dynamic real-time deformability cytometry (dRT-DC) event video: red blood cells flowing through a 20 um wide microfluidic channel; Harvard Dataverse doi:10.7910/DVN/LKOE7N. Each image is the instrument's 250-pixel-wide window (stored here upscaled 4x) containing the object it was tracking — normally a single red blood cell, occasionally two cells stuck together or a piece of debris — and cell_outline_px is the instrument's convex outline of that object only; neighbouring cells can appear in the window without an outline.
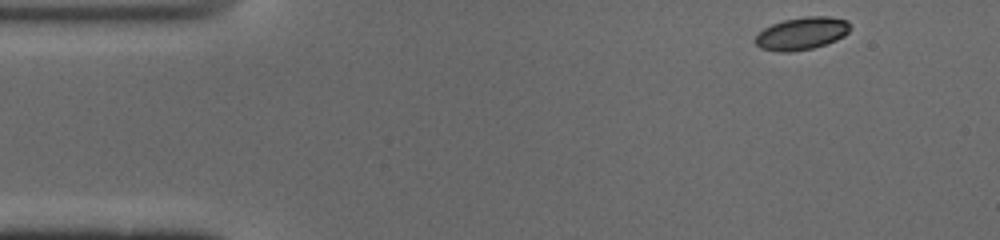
{"species": "common noctule bat (a hibernating species)", "species_latin": "Nyctalus noctula", "temperature_condition": "cold", "stored_images_in_passage": 47, "camera_frame_rate_fps": 3000, "um_per_image_px": 0.085, "animal": {"sex": "male", "body_mass_g": 19.0, "forearm_length_mm": 50.8}, "frame": {"image": 1, "passage_image": 1, "time_ms": 0.0, "image_size_px": [1000, 240], "cell_outline_px": [[848, 32], [844, 36], [836, 40], [812, 48], [788, 52], [780, 52], [760, 48], [752, 40], [764, 28], [772, 24], [784, 20], [804, 16], [828, 16], [848, 20]], "centroid_in_image_um": [68.11, 2.84], "position_along_channel_um": 16.9, "area_um2": 17.92}}
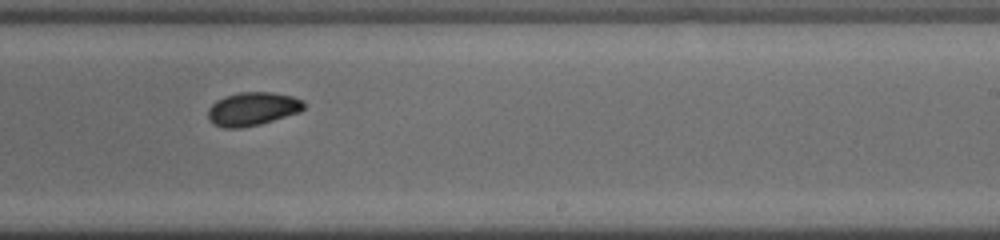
{"frame": {"image": 2, "passage_image": 27, "time_ms": 8.667, "image_size_px": [1000, 240], "cell_outline_px": [[304, 108], [300, 112], [260, 124], [240, 128], [224, 128], [212, 124], [208, 120], [208, 108], [216, 100], [224, 96], [240, 92], [272, 92], [292, 96], [304, 100]], "centroid_in_image_um": [21.44, 9.26], "position_along_channel_um": 267.6, "area_um2": 18.84}}
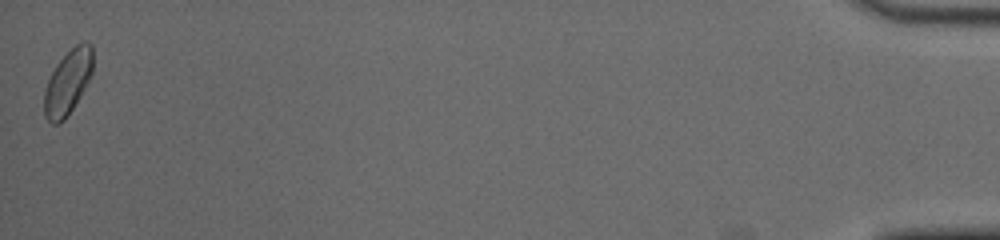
{"frame": {"image": 3, "passage_image": 47, "time_ms": 15.333, "image_size_px": [1000, 240], "cell_outline_px": [[92, 72], [80, 96], [64, 120], [56, 124], [52, 124], [44, 116], [44, 88], [56, 64], [76, 44], [84, 40], [88, 40], [92, 44]], "centroid_in_image_um": [5.76, 6.97], "position_along_channel_um": 429.4, "area_um2": 18.15}, "authors_computed_cell_mechanics": {"area_um2": 18.3226, "velocity_mm_per_s": 3.9091, "shape_relaxation_time_tau1_ms": 5.0887, "shape_relaxation_time_tau2_ms": null, "deformation_change_tau1": 0.1113, "deformation_change_tau2": null}}